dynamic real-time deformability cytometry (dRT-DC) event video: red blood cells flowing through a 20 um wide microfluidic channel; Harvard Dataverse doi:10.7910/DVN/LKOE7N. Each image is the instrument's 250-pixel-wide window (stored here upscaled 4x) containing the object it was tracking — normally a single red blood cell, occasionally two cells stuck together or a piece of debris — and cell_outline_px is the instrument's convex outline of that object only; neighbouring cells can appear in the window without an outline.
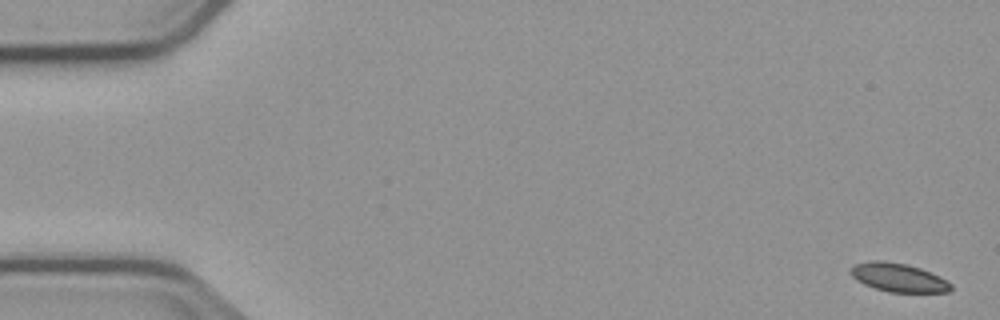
{"species": "common noctule bat (a hibernating species)", "species_latin": "Nyctalus noctula", "temperature_condition": "cold", "stored_images_in_passage": 6, "camera_frame_rate_fps": 3000, "um_per_image_px": 0.085, "animal": {"sex": "male", "body_mass_g": 23.1, "forearm_length_mm": 52.7}, "frame": {"image": 1, "passage_image": 1, "time_ms": 0.0, "image_size_px": [1000, 320], "cell_outline_px": [[952, 288], [948, 292], [888, 292], [864, 284], [856, 280], [848, 272], [856, 264], [872, 260], [884, 260], [904, 264], [920, 268], [940, 276], [952, 284]], "centroid_in_image_um": [76.36, 23.59], "position_along_channel_um": 8.6, "area_um2": 16.65}}
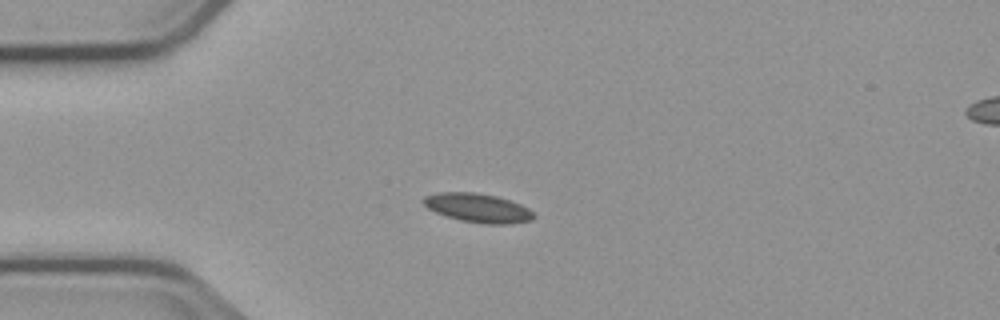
{"frame": {"image": 2, "passage_image": 4, "time_ms": 4.333, "image_size_px": [1000, 320], "cell_outline_px": [[536, 216], [532, 220], [512, 224], [484, 224], [460, 220], [444, 216], [428, 208], [420, 200], [424, 196], [436, 192], [476, 192], [496, 196], [520, 204], [528, 208]], "centroid_in_image_um": [40.59, 17.67], "position_along_channel_um": 44.4, "area_um2": 18.79}}
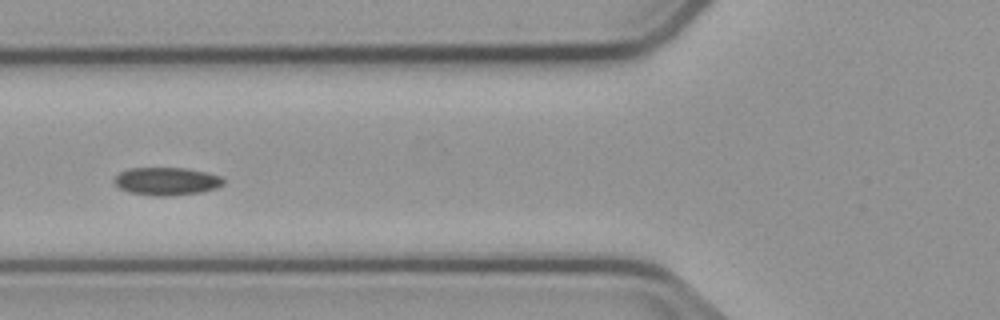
{"frame": {"image": 3, "passage_image": 6, "time_ms": 6.667, "image_size_px": [1000, 320], "cell_outline_px": [[224, 184], [216, 188], [204, 192], [168, 196], [156, 196], [128, 192], [120, 188], [112, 180], [120, 172], [128, 168], [184, 168], [204, 172], [220, 176], [224, 180]], "centroid_in_image_um": [14.15, 15.41], "position_along_channel_um": 111.6, "area_um2": 17.74}}